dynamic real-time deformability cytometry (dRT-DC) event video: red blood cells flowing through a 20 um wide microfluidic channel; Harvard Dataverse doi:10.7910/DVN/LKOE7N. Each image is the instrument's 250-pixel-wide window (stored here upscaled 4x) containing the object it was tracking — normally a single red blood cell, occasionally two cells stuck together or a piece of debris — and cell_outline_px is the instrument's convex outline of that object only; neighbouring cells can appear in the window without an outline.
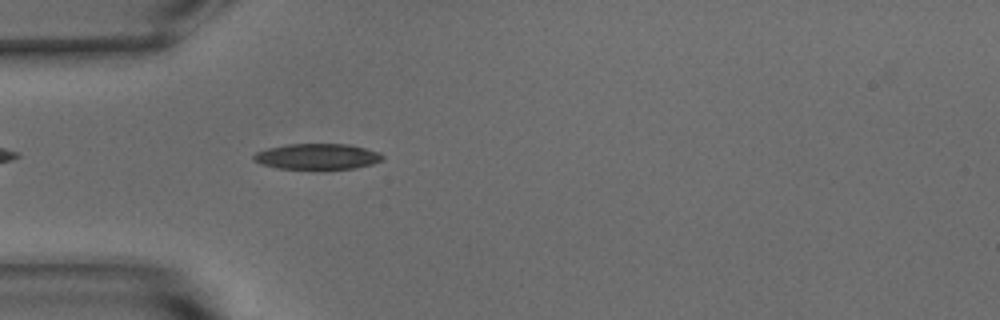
{"species": "common noctule bat (a hibernating species)", "species_latin": "Nyctalus noctula", "temperature_condition": "warm", "stored_images_in_passage": 41, "camera_frame_rate_fps": 3000, "um_per_image_px": 0.085, "animal": {"sex": "male", "body_mass_g": 15.6}, "frame": {"image": 1, "passage_image": 4, "time_ms": 1.0, "image_size_px": [1000, 320], "cell_outline_px": [[384, 160], [372, 164], [356, 168], [324, 172], [276, 168], [260, 164], [252, 160], [252, 156], [256, 152], [268, 148], [288, 144], [348, 144], [380, 152], [384, 156]], "centroid_in_image_um": [26.97, 13.36], "position_along_channel_um": 58.0, "area_um2": 20.4}}
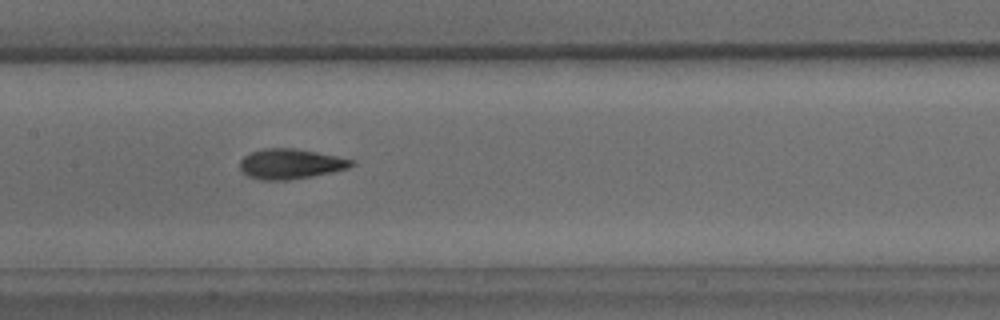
{"frame": {"image": 2, "passage_image": 14, "time_ms": 4.333, "image_size_px": [1000, 320], "cell_outline_px": [[356, 164], [348, 168], [332, 172], [312, 176], [288, 180], [260, 180], [248, 176], [240, 168], [240, 160], [244, 156], [252, 152], [264, 148], [292, 148], [316, 152], [356, 160]], "centroid_in_image_um": [24.71, 13.93], "position_along_channel_um": 182.7, "area_um2": 19.54}}
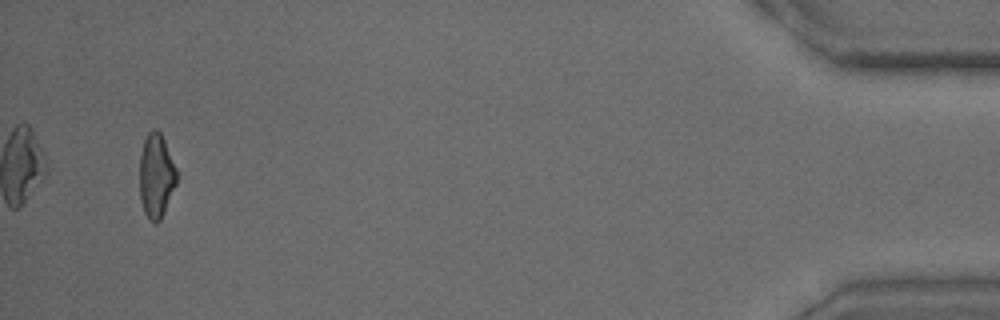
{"frame": {"image": 3, "passage_image": 39, "time_ms": 12.667, "image_size_px": [1000, 320], "cell_outline_px": [[176, 184], [164, 212], [160, 220], [156, 224], [148, 220], [144, 212], [140, 200], [140, 156], [144, 140], [148, 132], [152, 128], [156, 128], [160, 132], [164, 140], [176, 168]], "centroid_in_image_um": [13.26, 14.95], "position_along_channel_um": 421.9, "area_um2": 18.15}, "authors_computed_cell_mechanics": {"area_um2": 19.3052, "velocity_mm_per_s": 3.8173, "shape_relaxation_time_tau1_ms": 2.6948, "shape_relaxation_time_tau2_ms": 2.353, "deformation_change_tau1": 0.1198, "deformation_change_tau2": 0.12}}